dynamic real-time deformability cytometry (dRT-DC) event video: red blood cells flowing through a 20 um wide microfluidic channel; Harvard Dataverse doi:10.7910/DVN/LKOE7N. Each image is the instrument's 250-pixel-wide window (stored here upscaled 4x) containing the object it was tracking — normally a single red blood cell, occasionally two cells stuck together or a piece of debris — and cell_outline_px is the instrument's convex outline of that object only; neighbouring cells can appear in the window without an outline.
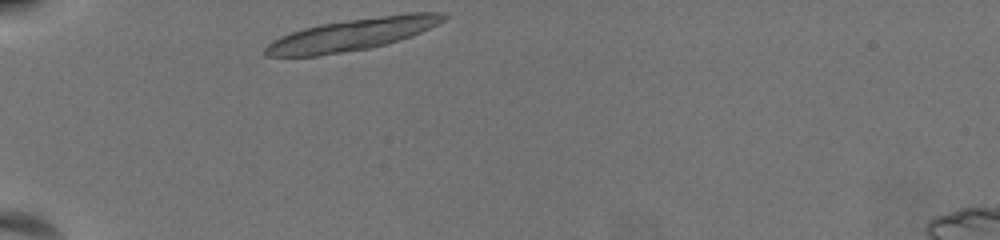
{"species": "common noctule bat (a hibernating species)", "species_latin": "Nyctalus noctula", "temperature_condition": "warm", "stored_images_in_passage": 7, "camera_frame_rate_fps": 3000, "um_per_image_px": 0.085, "animal": {"sex": "female", "body_mass_g": 19.5, "forearm_length_mm": 54.1}, "frame": {"image": 1, "passage_image": 1, "time_ms": 0.0, "image_size_px": [1000, 240], "cell_outline_px": [[448, 16], [444, 20], [420, 32], [384, 44], [368, 48], [316, 56], [264, 56], [264, 48], [272, 40], [280, 36], [304, 28], [320, 24], [348, 20], [408, 12], [440, 12]], "centroid_in_image_um": [29.88, 2.92], "position_along_channel_um": 55.1, "area_um2": 32.54}}